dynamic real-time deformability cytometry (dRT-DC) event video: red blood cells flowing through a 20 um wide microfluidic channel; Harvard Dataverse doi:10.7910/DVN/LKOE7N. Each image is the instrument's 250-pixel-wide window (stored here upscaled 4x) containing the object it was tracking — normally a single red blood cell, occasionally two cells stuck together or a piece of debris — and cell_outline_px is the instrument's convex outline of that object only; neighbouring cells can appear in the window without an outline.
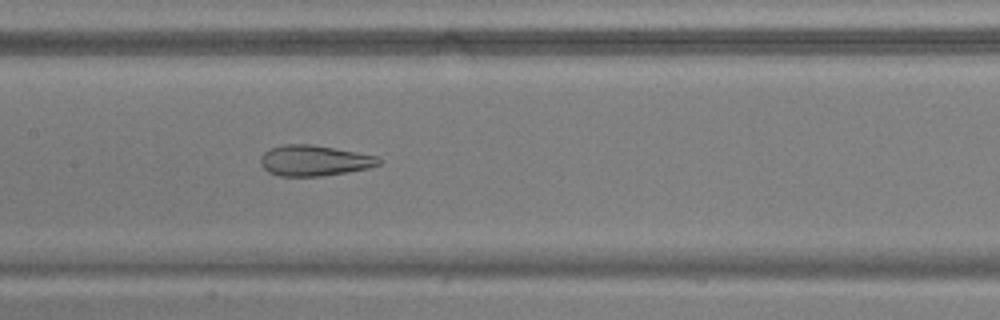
{"species": "common noctule bat (a hibernating species)", "species_latin": "Nyctalus noctula", "temperature_condition": "warm", "stored_images_in_passage": 43, "camera_frame_rate_fps": 3000, "um_per_image_px": 0.085, "animal": {"sex": "male", "body_mass_g": 17.9, "forearm_length_mm": 54.2}, "frame": {"image": 1, "passage_image": 16, "time_ms": 5.0, "image_size_px": [1000, 320], "cell_outline_px": [[380, 164], [368, 168], [324, 176], [280, 176], [268, 172], [260, 164], [260, 156], [268, 148], [284, 144], [312, 144], [356, 152], [376, 156], [380, 160]], "centroid_in_image_um": [26.65, 13.64], "position_along_channel_um": 180.7, "area_um2": 21.15}}
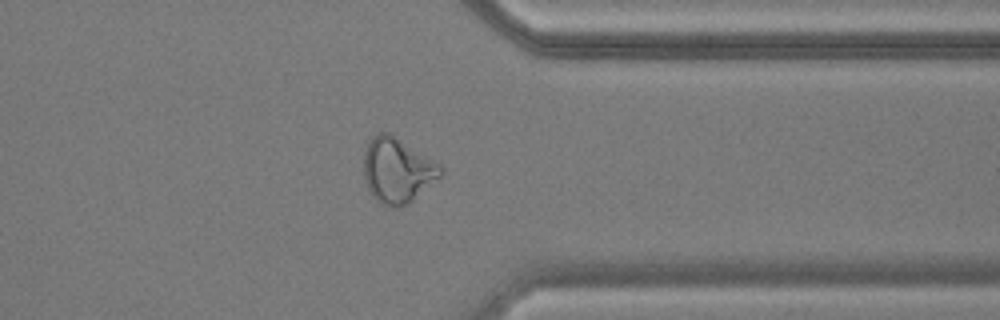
{"frame": {"image": 2, "passage_image": 32, "time_ms": 10.333, "image_size_px": [1000, 320], "cell_outline_px": [[444, 172], [440, 176], [408, 204], [400, 208], [392, 208], [380, 204], [376, 200], [368, 188], [364, 180], [364, 152], [368, 140], [372, 136], [380, 132], [388, 132], [440, 164], [444, 168]], "centroid_in_image_um": [33.75, 14.49], "position_along_channel_um": 377.6, "area_um2": 29.13}}
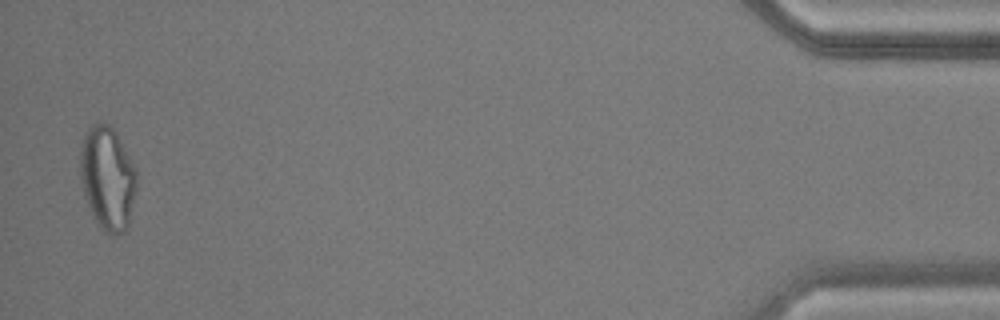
{"frame": {"image": 3, "passage_image": 42, "time_ms": 13.667, "image_size_px": [1000, 320], "cell_outline_px": [[136, 188], [128, 228], [124, 232], [116, 236], [112, 236], [104, 232], [100, 228], [88, 204], [80, 180], [80, 148], [84, 136], [88, 128], [92, 124], [100, 120], [104, 120], [116, 132], [136, 168]], "centroid_in_image_um": [9.14, 15.13], "position_along_channel_um": 426.1, "area_um2": 34.33}, "authors_computed_cell_mechanics": {"area_um2": 26.4146, "velocity_mm_per_s": 3.7751, "shape_relaxation_time_tau1_ms": null, "shape_relaxation_time_tau2_ms": 1.3085, "deformation_change_tau1": null, "deformation_change_tau2": 0.0986}}